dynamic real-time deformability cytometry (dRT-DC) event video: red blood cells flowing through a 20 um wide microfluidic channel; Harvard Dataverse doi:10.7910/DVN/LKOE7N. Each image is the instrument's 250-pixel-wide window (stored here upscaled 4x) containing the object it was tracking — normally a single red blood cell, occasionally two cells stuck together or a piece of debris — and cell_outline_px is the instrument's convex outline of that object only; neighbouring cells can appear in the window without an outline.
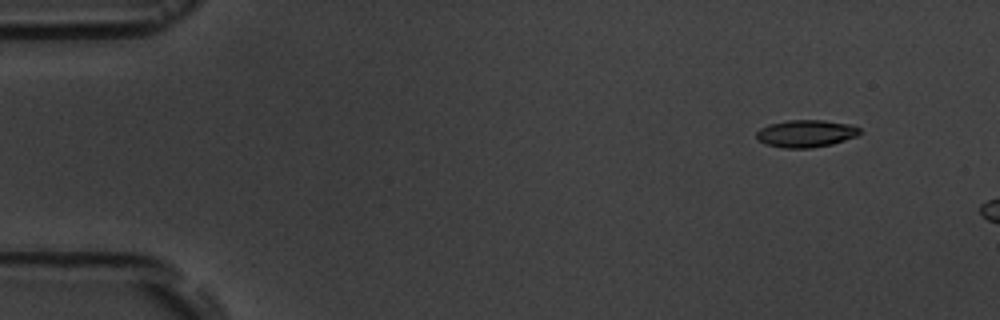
{"species": "common noctule bat (a hibernating species)", "species_latin": "Nyctalus noctula", "temperature_condition": "room temperature", "stored_images_in_passage": 3, "camera_frame_rate_fps": 3000, "um_per_image_px": 0.085, "animal": {"sex": "male", "body_mass_g": 19.5, "forearm_length_mm": 54.6}, "frame": {"image": 1, "passage_image": 1, "time_ms": 0.0, "image_size_px": [1000, 320], "cell_outline_px": [[860, 132], [856, 136], [832, 144], [812, 148], [784, 148], [764, 144], [756, 140], [756, 132], [760, 128], [768, 124], [788, 120], [824, 120], [852, 124], [860, 128]], "centroid_in_image_um": [68.47, 11.35], "position_along_channel_um": 16.5, "area_um2": 16.65}}